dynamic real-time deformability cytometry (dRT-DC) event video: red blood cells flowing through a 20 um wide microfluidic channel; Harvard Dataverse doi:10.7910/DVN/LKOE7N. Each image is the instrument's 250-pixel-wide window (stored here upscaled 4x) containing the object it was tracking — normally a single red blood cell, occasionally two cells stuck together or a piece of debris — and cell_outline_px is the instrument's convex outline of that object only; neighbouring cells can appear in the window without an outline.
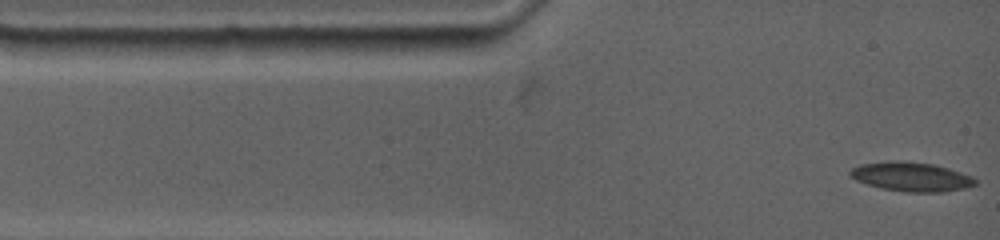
{"species": "common noctule bat (a hibernating species)", "species_latin": "Nyctalus noctula", "temperature_condition": "warm", "stored_images_in_passage": 62, "camera_frame_rate_fps": 4500, "um_per_image_px": 0.085, "animal": {"sex": "female", "body_mass_g": 19.0, "forearm_length_mm": 53.3}, "frame": {"image": 1, "passage_image": 1, "time_ms": 0.0, "image_size_px": [1000, 240], "cell_outline_px": [[976, 184], [964, 188], [944, 192], [904, 192], [880, 188], [856, 180], [848, 176], [848, 172], [852, 168], [860, 164], [896, 160], [900, 160], [932, 164], [948, 168], [972, 176], [976, 180]], "centroid_in_image_um": [77.43, 15.02], "position_along_channel_um": 7.6, "area_um2": 21.33}}
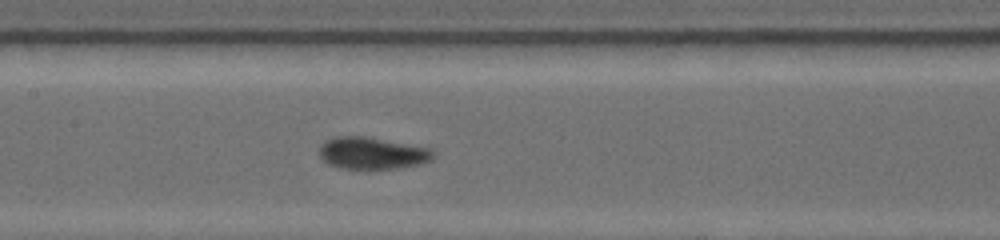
{"frame": {"image": 2, "passage_image": 27, "time_ms": 5.778, "image_size_px": [1000, 240], "cell_outline_px": [[436, 156], [432, 160], [420, 164], [396, 168], [368, 172], [340, 168], [328, 164], [316, 152], [316, 148], [324, 140], [336, 136], [364, 136], [432, 148], [436, 152]], "centroid_in_image_um": [31.6, 13.05], "position_along_channel_um": 175.8, "area_um2": 22.37}}
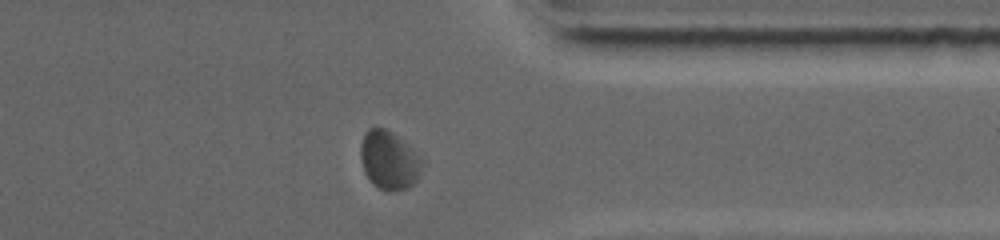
{"frame": {"image": 3, "passage_image": 53, "time_ms": 11.556, "image_size_px": [1000, 240], "cell_outline_px": [[424, 164], [420, 176], [408, 188], [392, 192], [388, 192], [380, 188], [364, 172], [360, 156], [360, 144], [368, 128], [384, 128], [392, 132], [408, 144], [420, 156]], "centroid_in_image_um": [33.1, 13.62], "position_along_channel_um": 378.3, "area_um2": 20.98}, "authors_computed_cell_mechanics": {"area_um2": 20.808, "velocity_mm_per_s": 3.6119, "shape_relaxation_time_tau1_ms": 8.9233, "shape_relaxation_time_tau2_ms": 1.7049, "deformation_change_tau1": 0.1879, "deformation_change_tau2": 0.0587}}